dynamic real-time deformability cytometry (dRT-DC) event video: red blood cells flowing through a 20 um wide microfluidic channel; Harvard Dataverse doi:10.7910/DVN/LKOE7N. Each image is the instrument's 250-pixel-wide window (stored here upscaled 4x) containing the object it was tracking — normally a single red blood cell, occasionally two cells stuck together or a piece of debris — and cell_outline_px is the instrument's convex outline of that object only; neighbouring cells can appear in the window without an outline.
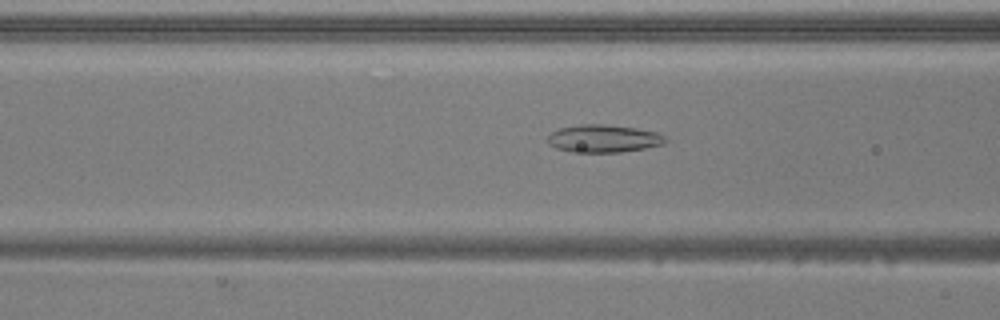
{"species": "common noctule bat (a hibernating species)", "species_latin": "Nyctalus noctula", "temperature_condition": "warm", "stored_images_in_passage": 52, "camera_frame_rate_fps": 3000, "um_per_image_px": 0.085, "animal": {"sex": "male", "body_mass_g": 20.5, "forearm_length_mm": 52.5}, "frame": {"image": 1, "passage_image": 21, "time_ms": 6.667, "image_size_px": [1000, 320], "cell_outline_px": [[668, 140], [664, 144], [644, 148], [620, 152], [572, 152], [556, 148], [548, 144], [548, 136], [552, 132], [560, 128], [580, 124], [604, 124], [636, 128], [656, 132], [664, 136]], "centroid_in_image_um": [51.3, 11.78], "position_along_channel_um": 115.3, "area_um2": 18.96}}
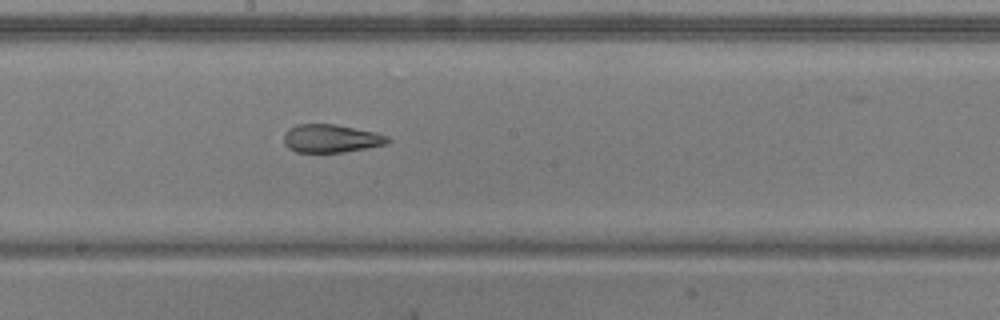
{"frame": {"image": 2, "passage_image": 29, "time_ms": 9.333, "image_size_px": [1000, 320], "cell_outline_px": [[392, 140], [388, 144], [344, 152], [296, 152], [288, 148], [284, 144], [284, 132], [288, 128], [296, 124], [336, 124], [376, 132], [388, 136]], "centroid_in_image_um": [28.14, 11.76], "position_along_channel_um": 220.1, "area_um2": 17.28}}
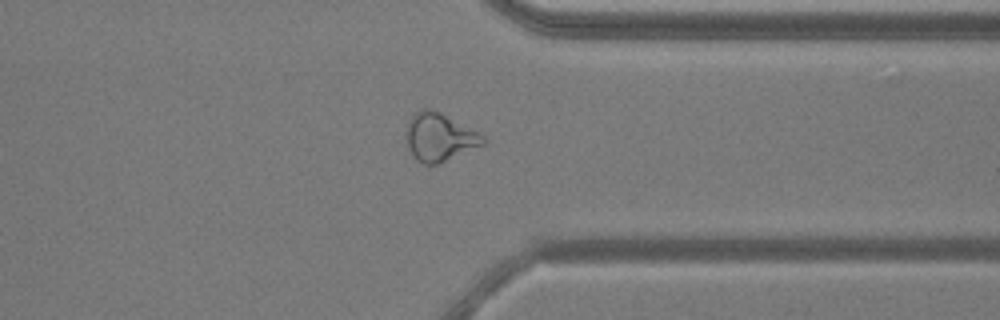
{"frame": {"image": 3, "passage_image": 41, "time_ms": 13.333, "image_size_px": [1000, 320], "cell_outline_px": [[488, 140], [484, 144], [436, 164], [424, 164], [416, 160], [408, 148], [404, 136], [408, 120], [416, 112], [424, 108], [428, 108], [440, 112], [480, 132]], "centroid_in_image_um": [37.33, 11.64], "position_along_channel_um": 374.1, "area_um2": 21.56}, "authors_computed_cell_mechanics": {"area_um2": 21.8773, "velocity_mm_per_s": 3.9118, "shape_relaxation_time_tau1_ms": null, "shape_relaxation_time_tau2_ms": 1.712, "deformation_change_tau1": null, "deformation_change_tau2": 0.1071}}